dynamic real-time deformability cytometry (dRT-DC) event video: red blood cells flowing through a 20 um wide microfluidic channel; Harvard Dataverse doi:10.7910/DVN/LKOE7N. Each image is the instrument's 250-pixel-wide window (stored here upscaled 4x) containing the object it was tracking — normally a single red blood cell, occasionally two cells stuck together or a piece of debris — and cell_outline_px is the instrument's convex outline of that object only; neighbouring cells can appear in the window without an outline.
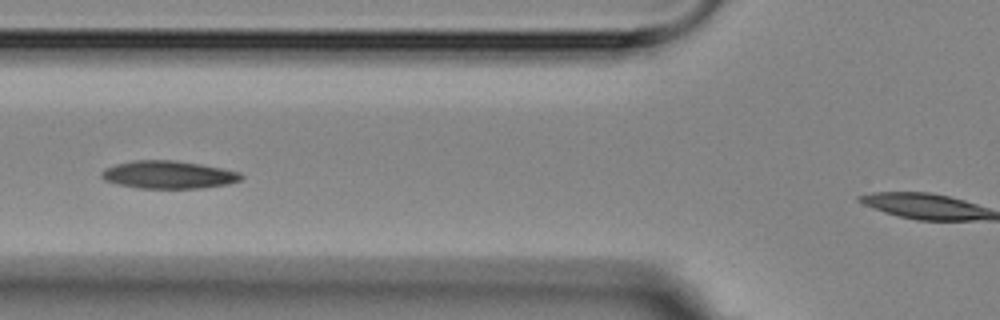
{"species": "Egyptian fruit bat (a non-hibernating species)", "species_latin": "Rousettus aegyptiacus", "temperature_condition": "room temperature", "stored_images_in_passage": 9, "segment_of_instrument_passage": [1, 2], "camera_frame_rate_fps": 3000, "um_per_image_px": 0.085, "animal": {"sex": "female"}, "frame": {"image": 1, "passage_image": 2, "time_ms": 1.333, "image_size_px": [1000, 320], "cell_outline_px": [[244, 176], [240, 180], [228, 184], [200, 188], [140, 188], [116, 184], [104, 180], [100, 176], [100, 172], [104, 168], [116, 164], [136, 160], [176, 160], [200, 164], [240, 172]], "centroid_in_image_um": [14.28, 14.85], "position_along_channel_um": 111.5, "area_um2": 22.6}}
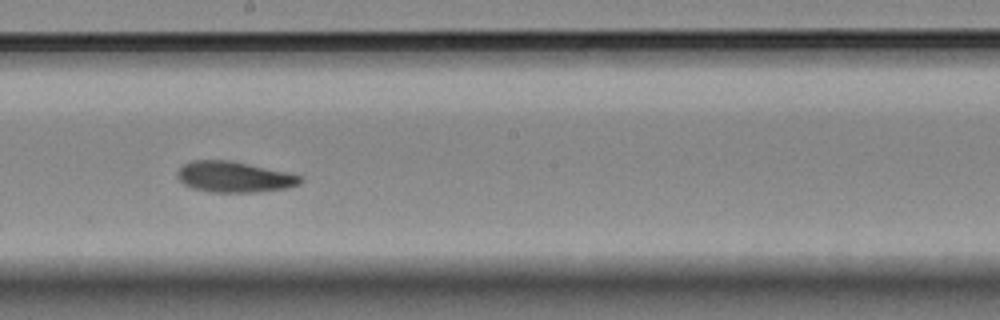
{"frame": {"image": 2, "passage_image": 5, "time_ms": 4.667, "image_size_px": [1000, 320], "cell_outline_px": [[304, 180], [300, 184], [288, 188], [256, 192], [208, 192], [192, 188], [184, 184], [176, 176], [176, 172], [184, 164], [192, 160], [228, 160], [292, 172], [304, 176]], "centroid_in_image_um": [19.96, 15.04], "position_along_channel_um": 228.2, "area_um2": 22.48}}
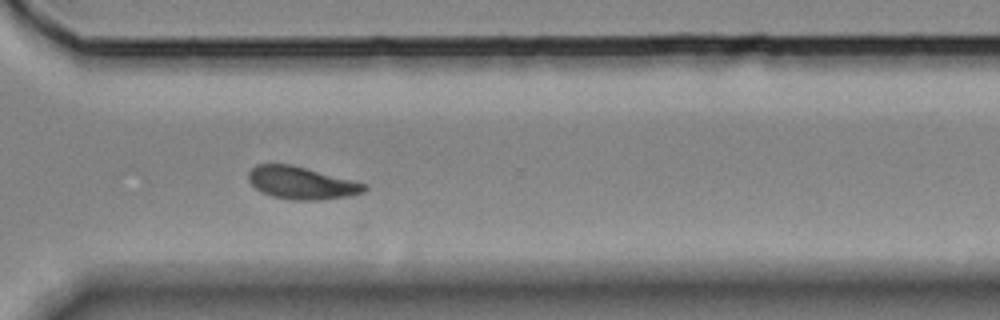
{"frame": {"image": 3, "passage_image": 8, "time_ms": 8.0, "image_size_px": [1000, 320], "cell_outline_px": [[368, 188], [364, 192], [348, 196], [320, 200], [292, 200], [272, 196], [260, 192], [248, 180], [248, 172], [256, 164], [292, 164], [368, 184]], "centroid_in_image_um": [25.63, 15.55], "position_along_channel_um": 345.0, "area_um2": 22.08}}